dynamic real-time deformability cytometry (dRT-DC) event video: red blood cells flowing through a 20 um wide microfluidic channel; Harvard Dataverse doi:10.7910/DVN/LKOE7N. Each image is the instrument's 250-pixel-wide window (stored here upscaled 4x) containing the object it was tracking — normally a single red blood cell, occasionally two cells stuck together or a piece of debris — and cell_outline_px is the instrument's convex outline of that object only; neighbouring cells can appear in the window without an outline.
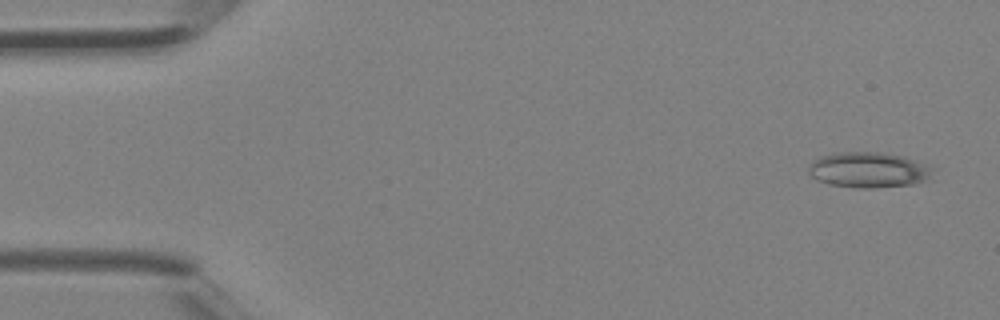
{"species": "Egyptian fruit bat (a non-hibernating species)", "species_latin": "Rousettus aegyptiacus", "temperature_condition": "room temperature", "stored_images_in_passage": 4, "camera_frame_rate_fps": 3000, "um_per_image_px": 0.085, "animal": {"sex": "female"}, "frame": {"image": 1, "passage_image": 1, "time_ms": 0.0, "image_size_px": [1000, 320], "cell_outline_px": [[936, 180], [912, 184], [872, 188], [856, 188], [828, 184], [816, 180], [808, 172], [808, 168], [820, 156], [836, 152], [884, 152], [904, 156], [928, 164], [932, 168]], "centroid_in_image_um": [73.92, 14.45], "position_along_channel_um": 11.1, "area_um2": 26.24}}